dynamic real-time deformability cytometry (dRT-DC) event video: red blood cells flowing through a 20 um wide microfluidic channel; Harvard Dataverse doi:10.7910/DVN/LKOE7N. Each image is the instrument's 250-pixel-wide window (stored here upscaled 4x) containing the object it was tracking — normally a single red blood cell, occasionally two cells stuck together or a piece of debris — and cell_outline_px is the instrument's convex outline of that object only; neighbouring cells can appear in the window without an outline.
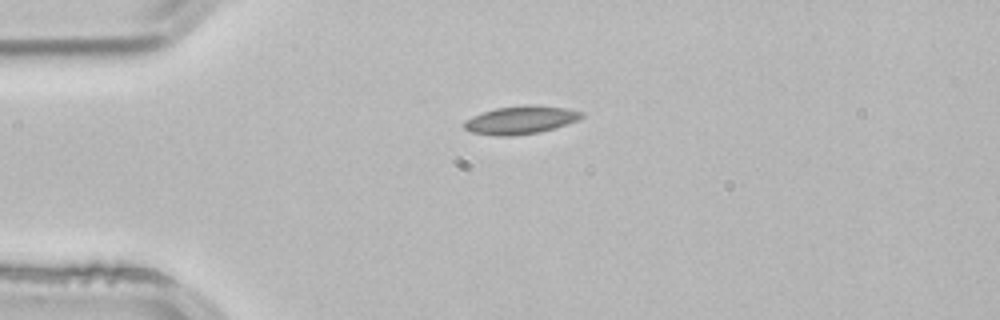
{"species": "common noctule bat (a hibernating species)", "species_latin": "Nyctalus noctula", "temperature_condition": "room temperature", "stored_images_in_passage": 2, "camera_frame_rate_fps": 3000, "um_per_image_px": 0.085, "animal": {"sex": "male", "body_mass_g": 21.5, "forearm_length_mm": 52.0}, "frame": {"image": 1, "passage_image": 1, "time_ms": 0.0, "image_size_px": [1000, 320], "cell_outline_px": [[584, 116], [568, 124], [556, 128], [540, 132], [512, 136], [496, 136], [472, 132], [464, 128], [464, 120], [472, 116], [496, 108], [528, 104], [536, 104], [568, 108], [584, 112]], "centroid_in_image_um": [44.29, 10.19], "position_along_channel_um": 40.7, "area_um2": 19.42}}